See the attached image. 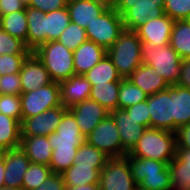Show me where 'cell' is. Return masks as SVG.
<instances>
[{"label":"cell","mask_w":190,"mask_h":190,"mask_svg":"<svg viewBox=\"0 0 190 190\" xmlns=\"http://www.w3.org/2000/svg\"><path fill=\"white\" fill-rule=\"evenodd\" d=\"M127 156L169 163L176 156V133L146 128L137 145Z\"/></svg>","instance_id":"cell-1"},{"label":"cell","mask_w":190,"mask_h":190,"mask_svg":"<svg viewBox=\"0 0 190 190\" xmlns=\"http://www.w3.org/2000/svg\"><path fill=\"white\" fill-rule=\"evenodd\" d=\"M141 64L152 66L169 85L177 84L182 58L170 44L154 46L141 42Z\"/></svg>","instance_id":"cell-2"},{"label":"cell","mask_w":190,"mask_h":190,"mask_svg":"<svg viewBox=\"0 0 190 190\" xmlns=\"http://www.w3.org/2000/svg\"><path fill=\"white\" fill-rule=\"evenodd\" d=\"M118 74L128 78L141 65V40L135 31L124 30L107 50Z\"/></svg>","instance_id":"cell-3"},{"label":"cell","mask_w":190,"mask_h":190,"mask_svg":"<svg viewBox=\"0 0 190 190\" xmlns=\"http://www.w3.org/2000/svg\"><path fill=\"white\" fill-rule=\"evenodd\" d=\"M33 52L44 64L53 82L60 83L75 75L73 51L59 41L43 43Z\"/></svg>","instance_id":"cell-4"},{"label":"cell","mask_w":190,"mask_h":190,"mask_svg":"<svg viewBox=\"0 0 190 190\" xmlns=\"http://www.w3.org/2000/svg\"><path fill=\"white\" fill-rule=\"evenodd\" d=\"M165 0H116L111 6L122 16L125 30L136 31L150 18L164 13Z\"/></svg>","instance_id":"cell-5"},{"label":"cell","mask_w":190,"mask_h":190,"mask_svg":"<svg viewBox=\"0 0 190 190\" xmlns=\"http://www.w3.org/2000/svg\"><path fill=\"white\" fill-rule=\"evenodd\" d=\"M85 30L87 40H91L108 50L124 32L125 27L122 16L110 6L99 17H96Z\"/></svg>","instance_id":"cell-6"},{"label":"cell","mask_w":190,"mask_h":190,"mask_svg":"<svg viewBox=\"0 0 190 190\" xmlns=\"http://www.w3.org/2000/svg\"><path fill=\"white\" fill-rule=\"evenodd\" d=\"M20 97L22 120L62 105L60 86L57 82H51L28 93H21Z\"/></svg>","instance_id":"cell-7"},{"label":"cell","mask_w":190,"mask_h":190,"mask_svg":"<svg viewBox=\"0 0 190 190\" xmlns=\"http://www.w3.org/2000/svg\"><path fill=\"white\" fill-rule=\"evenodd\" d=\"M85 140L109 158L124 157L128 154L121 145L119 131L110 114L90 132Z\"/></svg>","instance_id":"cell-8"},{"label":"cell","mask_w":190,"mask_h":190,"mask_svg":"<svg viewBox=\"0 0 190 190\" xmlns=\"http://www.w3.org/2000/svg\"><path fill=\"white\" fill-rule=\"evenodd\" d=\"M136 186L127 155L106 161L105 167L100 171V190H135Z\"/></svg>","instance_id":"cell-9"},{"label":"cell","mask_w":190,"mask_h":190,"mask_svg":"<svg viewBox=\"0 0 190 190\" xmlns=\"http://www.w3.org/2000/svg\"><path fill=\"white\" fill-rule=\"evenodd\" d=\"M68 109L63 105L46 110L42 114L28 117L21 122V136H48L56 131L63 114Z\"/></svg>","instance_id":"cell-10"},{"label":"cell","mask_w":190,"mask_h":190,"mask_svg":"<svg viewBox=\"0 0 190 190\" xmlns=\"http://www.w3.org/2000/svg\"><path fill=\"white\" fill-rule=\"evenodd\" d=\"M151 128L174 132V118L172 117V99L170 98V86L148 99Z\"/></svg>","instance_id":"cell-11"},{"label":"cell","mask_w":190,"mask_h":190,"mask_svg":"<svg viewBox=\"0 0 190 190\" xmlns=\"http://www.w3.org/2000/svg\"><path fill=\"white\" fill-rule=\"evenodd\" d=\"M22 93H28L53 82L41 60L31 52L19 72Z\"/></svg>","instance_id":"cell-12"},{"label":"cell","mask_w":190,"mask_h":190,"mask_svg":"<svg viewBox=\"0 0 190 190\" xmlns=\"http://www.w3.org/2000/svg\"><path fill=\"white\" fill-rule=\"evenodd\" d=\"M75 117L82 135L86 138L110 112L97 101L87 99L68 109Z\"/></svg>","instance_id":"cell-13"},{"label":"cell","mask_w":190,"mask_h":190,"mask_svg":"<svg viewBox=\"0 0 190 190\" xmlns=\"http://www.w3.org/2000/svg\"><path fill=\"white\" fill-rule=\"evenodd\" d=\"M2 154L5 162V186L22 189L24 174L31 164L30 159L20 147L4 150Z\"/></svg>","instance_id":"cell-14"},{"label":"cell","mask_w":190,"mask_h":190,"mask_svg":"<svg viewBox=\"0 0 190 190\" xmlns=\"http://www.w3.org/2000/svg\"><path fill=\"white\" fill-rule=\"evenodd\" d=\"M174 20L164 14L159 18H150L135 32L141 42L154 46L169 44Z\"/></svg>","instance_id":"cell-15"},{"label":"cell","mask_w":190,"mask_h":190,"mask_svg":"<svg viewBox=\"0 0 190 190\" xmlns=\"http://www.w3.org/2000/svg\"><path fill=\"white\" fill-rule=\"evenodd\" d=\"M110 6L105 0H73L66 5L71 22L84 29Z\"/></svg>","instance_id":"cell-16"},{"label":"cell","mask_w":190,"mask_h":190,"mask_svg":"<svg viewBox=\"0 0 190 190\" xmlns=\"http://www.w3.org/2000/svg\"><path fill=\"white\" fill-rule=\"evenodd\" d=\"M121 137L123 149L130 153L143 135L145 127L138 124L125 109H116L110 112Z\"/></svg>","instance_id":"cell-17"},{"label":"cell","mask_w":190,"mask_h":190,"mask_svg":"<svg viewBox=\"0 0 190 190\" xmlns=\"http://www.w3.org/2000/svg\"><path fill=\"white\" fill-rule=\"evenodd\" d=\"M61 102L67 109L89 99L91 84L84 75H74L59 83Z\"/></svg>","instance_id":"cell-18"},{"label":"cell","mask_w":190,"mask_h":190,"mask_svg":"<svg viewBox=\"0 0 190 190\" xmlns=\"http://www.w3.org/2000/svg\"><path fill=\"white\" fill-rule=\"evenodd\" d=\"M53 152L49 167L52 173L62 174L75 162L77 149L84 141H66L48 139Z\"/></svg>","instance_id":"cell-19"},{"label":"cell","mask_w":190,"mask_h":190,"mask_svg":"<svg viewBox=\"0 0 190 190\" xmlns=\"http://www.w3.org/2000/svg\"><path fill=\"white\" fill-rule=\"evenodd\" d=\"M107 50L91 40H86L73 51L75 75H84L102 60Z\"/></svg>","instance_id":"cell-20"},{"label":"cell","mask_w":190,"mask_h":190,"mask_svg":"<svg viewBox=\"0 0 190 190\" xmlns=\"http://www.w3.org/2000/svg\"><path fill=\"white\" fill-rule=\"evenodd\" d=\"M127 79L141 88L148 96L166 90L170 86L156 69L145 64L137 67Z\"/></svg>","instance_id":"cell-21"},{"label":"cell","mask_w":190,"mask_h":190,"mask_svg":"<svg viewBox=\"0 0 190 190\" xmlns=\"http://www.w3.org/2000/svg\"><path fill=\"white\" fill-rule=\"evenodd\" d=\"M20 148L31 163L49 166L53 149L47 136H21Z\"/></svg>","instance_id":"cell-22"},{"label":"cell","mask_w":190,"mask_h":190,"mask_svg":"<svg viewBox=\"0 0 190 190\" xmlns=\"http://www.w3.org/2000/svg\"><path fill=\"white\" fill-rule=\"evenodd\" d=\"M172 99V117L174 118V132L183 125L190 123V89L177 84L170 85Z\"/></svg>","instance_id":"cell-23"},{"label":"cell","mask_w":190,"mask_h":190,"mask_svg":"<svg viewBox=\"0 0 190 190\" xmlns=\"http://www.w3.org/2000/svg\"><path fill=\"white\" fill-rule=\"evenodd\" d=\"M41 10L26 7L27 16V48L33 52L44 43V16Z\"/></svg>","instance_id":"cell-24"},{"label":"cell","mask_w":190,"mask_h":190,"mask_svg":"<svg viewBox=\"0 0 190 190\" xmlns=\"http://www.w3.org/2000/svg\"><path fill=\"white\" fill-rule=\"evenodd\" d=\"M70 22L67 7L46 13L44 16V43L57 41Z\"/></svg>","instance_id":"cell-25"},{"label":"cell","mask_w":190,"mask_h":190,"mask_svg":"<svg viewBox=\"0 0 190 190\" xmlns=\"http://www.w3.org/2000/svg\"><path fill=\"white\" fill-rule=\"evenodd\" d=\"M21 123L0 113V152L20 147Z\"/></svg>","instance_id":"cell-26"},{"label":"cell","mask_w":190,"mask_h":190,"mask_svg":"<svg viewBox=\"0 0 190 190\" xmlns=\"http://www.w3.org/2000/svg\"><path fill=\"white\" fill-rule=\"evenodd\" d=\"M66 186L99 184L100 171L94 166L75 165L62 173Z\"/></svg>","instance_id":"cell-27"},{"label":"cell","mask_w":190,"mask_h":190,"mask_svg":"<svg viewBox=\"0 0 190 190\" xmlns=\"http://www.w3.org/2000/svg\"><path fill=\"white\" fill-rule=\"evenodd\" d=\"M121 81L106 82L91 86L89 99L97 101L109 112L118 109V95Z\"/></svg>","instance_id":"cell-28"},{"label":"cell","mask_w":190,"mask_h":190,"mask_svg":"<svg viewBox=\"0 0 190 190\" xmlns=\"http://www.w3.org/2000/svg\"><path fill=\"white\" fill-rule=\"evenodd\" d=\"M84 77L90 82L91 86L122 80V77L118 74L116 67L107 54L85 73Z\"/></svg>","instance_id":"cell-29"},{"label":"cell","mask_w":190,"mask_h":190,"mask_svg":"<svg viewBox=\"0 0 190 190\" xmlns=\"http://www.w3.org/2000/svg\"><path fill=\"white\" fill-rule=\"evenodd\" d=\"M169 44L182 59H190V25L186 20L174 22Z\"/></svg>","instance_id":"cell-30"},{"label":"cell","mask_w":190,"mask_h":190,"mask_svg":"<svg viewBox=\"0 0 190 190\" xmlns=\"http://www.w3.org/2000/svg\"><path fill=\"white\" fill-rule=\"evenodd\" d=\"M0 28L10 34L12 37L23 41L27 47L28 26L26 8L3 15Z\"/></svg>","instance_id":"cell-31"},{"label":"cell","mask_w":190,"mask_h":190,"mask_svg":"<svg viewBox=\"0 0 190 190\" xmlns=\"http://www.w3.org/2000/svg\"><path fill=\"white\" fill-rule=\"evenodd\" d=\"M47 139L66 141H85L80 128L77 125L74 115L67 110L56 128V131L49 134Z\"/></svg>","instance_id":"cell-32"},{"label":"cell","mask_w":190,"mask_h":190,"mask_svg":"<svg viewBox=\"0 0 190 190\" xmlns=\"http://www.w3.org/2000/svg\"><path fill=\"white\" fill-rule=\"evenodd\" d=\"M128 157L132 178L137 185L141 183L146 174L162 172L168 166L167 162H161L146 158H137L134 156Z\"/></svg>","instance_id":"cell-33"},{"label":"cell","mask_w":190,"mask_h":190,"mask_svg":"<svg viewBox=\"0 0 190 190\" xmlns=\"http://www.w3.org/2000/svg\"><path fill=\"white\" fill-rule=\"evenodd\" d=\"M108 159V156L85 140L77 149L74 164L94 166L101 171Z\"/></svg>","instance_id":"cell-34"},{"label":"cell","mask_w":190,"mask_h":190,"mask_svg":"<svg viewBox=\"0 0 190 190\" xmlns=\"http://www.w3.org/2000/svg\"><path fill=\"white\" fill-rule=\"evenodd\" d=\"M147 99L148 94H146L141 88L135 86L127 78H122L118 95L119 109H126Z\"/></svg>","instance_id":"cell-35"},{"label":"cell","mask_w":190,"mask_h":190,"mask_svg":"<svg viewBox=\"0 0 190 190\" xmlns=\"http://www.w3.org/2000/svg\"><path fill=\"white\" fill-rule=\"evenodd\" d=\"M52 173L46 165L31 163L23 177V190H34Z\"/></svg>","instance_id":"cell-36"},{"label":"cell","mask_w":190,"mask_h":190,"mask_svg":"<svg viewBox=\"0 0 190 190\" xmlns=\"http://www.w3.org/2000/svg\"><path fill=\"white\" fill-rule=\"evenodd\" d=\"M86 40V30L76 23L70 22L57 41L62 43L67 49L75 51Z\"/></svg>","instance_id":"cell-37"},{"label":"cell","mask_w":190,"mask_h":190,"mask_svg":"<svg viewBox=\"0 0 190 190\" xmlns=\"http://www.w3.org/2000/svg\"><path fill=\"white\" fill-rule=\"evenodd\" d=\"M138 186L148 190H173L168 166L162 172L146 174Z\"/></svg>","instance_id":"cell-38"},{"label":"cell","mask_w":190,"mask_h":190,"mask_svg":"<svg viewBox=\"0 0 190 190\" xmlns=\"http://www.w3.org/2000/svg\"><path fill=\"white\" fill-rule=\"evenodd\" d=\"M31 51L25 43L0 28V55H29Z\"/></svg>","instance_id":"cell-39"},{"label":"cell","mask_w":190,"mask_h":190,"mask_svg":"<svg viewBox=\"0 0 190 190\" xmlns=\"http://www.w3.org/2000/svg\"><path fill=\"white\" fill-rule=\"evenodd\" d=\"M0 113L22 122L20 95L0 94Z\"/></svg>","instance_id":"cell-40"},{"label":"cell","mask_w":190,"mask_h":190,"mask_svg":"<svg viewBox=\"0 0 190 190\" xmlns=\"http://www.w3.org/2000/svg\"><path fill=\"white\" fill-rule=\"evenodd\" d=\"M164 13L174 21L185 20L190 15V0H165Z\"/></svg>","instance_id":"cell-41"},{"label":"cell","mask_w":190,"mask_h":190,"mask_svg":"<svg viewBox=\"0 0 190 190\" xmlns=\"http://www.w3.org/2000/svg\"><path fill=\"white\" fill-rule=\"evenodd\" d=\"M27 56L28 55H0V76L19 73Z\"/></svg>","instance_id":"cell-42"},{"label":"cell","mask_w":190,"mask_h":190,"mask_svg":"<svg viewBox=\"0 0 190 190\" xmlns=\"http://www.w3.org/2000/svg\"><path fill=\"white\" fill-rule=\"evenodd\" d=\"M131 117L145 128H151V119L147 100L125 109Z\"/></svg>","instance_id":"cell-43"},{"label":"cell","mask_w":190,"mask_h":190,"mask_svg":"<svg viewBox=\"0 0 190 190\" xmlns=\"http://www.w3.org/2000/svg\"><path fill=\"white\" fill-rule=\"evenodd\" d=\"M19 73L0 76V94L21 95Z\"/></svg>","instance_id":"cell-44"},{"label":"cell","mask_w":190,"mask_h":190,"mask_svg":"<svg viewBox=\"0 0 190 190\" xmlns=\"http://www.w3.org/2000/svg\"><path fill=\"white\" fill-rule=\"evenodd\" d=\"M26 7H32L48 13L66 7V3L63 0H30Z\"/></svg>","instance_id":"cell-45"},{"label":"cell","mask_w":190,"mask_h":190,"mask_svg":"<svg viewBox=\"0 0 190 190\" xmlns=\"http://www.w3.org/2000/svg\"><path fill=\"white\" fill-rule=\"evenodd\" d=\"M66 185L62 174L51 173L40 186L34 190H65Z\"/></svg>","instance_id":"cell-46"},{"label":"cell","mask_w":190,"mask_h":190,"mask_svg":"<svg viewBox=\"0 0 190 190\" xmlns=\"http://www.w3.org/2000/svg\"><path fill=\"white\" fill-rule=\"evenodd\" d=\"M176 149H190V123L176 130Z\"/></svg>","instance_id":"cell-47"},{"label":"cell","mask_w":190,"mask_h":190,"mask_svg":"<svg viewBox=\"0 0 190 190\" xmlns=\"http://www.w3.org/2000/svg\"><path fill=\"white\" fill-rule=\"evenodd\" d=\"M26 8L22 0H0V10L2 15L10 14Z\"/></svg>","instance_id":"cell-48"},{"label":"cell","mask_w":190,"mask_h":190,"mask_svg":"<svg viewBox=\"0 0 190 190\" xmlns=\"http://www.w3.org/2000/svg\"><path fill=\"white\" fill-rule=\"evenodd\" d=\"M177 85L190 89V59H182Z\"/></svg>","instance_id":"cell-49"},{"label":"cell","mask_w":190,"mask_h":190,"mask_svg":"<svg viewBox=\"0 0 190 190\" xmlns=\"http://www.w3.org/2000/svg\"><path fill=\"white\" fill-rule=\"evenodd\" d=\"M65 190H100L99 184L79 185L75 187L66 186Z\"/></svg>","instance_id":"cell-50"},{"label":"cell","mask_w":190,"mask_h":190,"mask_svg":"<svg viewBox=\"0 0 190 190\" xmlns=\"http://www.w3.org/2000/svg\"><path fill=\"white\" fill-rule=\"evenodd\" d=\"M4 173H5V162L2 152H0V190L5 186Z\"/></svg>","instance_id":"cell-51"},{"label":"cell","mask_w":190,"mask_h":190,"mask_svg":"<svg viewBox=\"0 0 190 190\" xmlns=\"http://www.w3.org/2000/svg\"><path fill=\"white\" fill-rule=\"evenodd\" d=\"M1 190H23V189H21V188H15V187L4 186Z\"/></svg>","instance_id":"cell-52"},{"label":"cell","mask_w":190,"mask_h":190,"mask_svg":"<svg viewBox=\"0 0 190 190\" xmlns=\"http://www.w3.org/2000/svg\"><path fill=\"white\" fill-rule=\"evenodd\" d=\"M135 190H148V189H144V188H142V187H140V186H136V188H135Z\"/></svg>","instance_id":"cell-53"},{"label":"cell","mask_w":190,"mask_h":190,"mask_svg":"<svg viewBox=\"0 0 190 190\" xmlns=\"http://www.w3.org/2000/svg\"><path fill=\"white\" fill-rule=\"evenodd\" d=\"M107 1L110 5H112L116 0H105Z\"/></svg>","instance_id":"cell-54"},{"label":"cell","mask_w":190,"mask_h":190,"mask_svg":"<svg viewBox=\"0 0 190 190\" xmlns=\"http://www.w3.org/2000/svg\"><path fill=\"white\" fill-rule=\"evenodd\" d=\"M24 3H25V5L27 6L28 4H29V2H30V0H22Z\"/></svg>","instance_id":"cell-55"},{"label":"cell","mask_w":190,"mask_h":190,"mask_svg":"<svg viewBox=\"0 0 190 190\" xmlns=\"http://www.w3.org/2000/svg\"><path fill=\"white\" fill-rule=\"evenodd\" d=\"M2 18H3V15H2V12L0 10V25H1V22H2Z\"/></svg>","instance_id":"cell-56"},{"label":"cell","mask_w":190,"mask_h":190,"mask_svg":"<svg viewBox=\"0 0 190 190\" xmlns=\"http://www.w3.org/2000/svg\"><path fill=\"white\" fill-rule=\"evenodd\" d=\"M65 3H66V5L68 4V3H71L73 0H63Z\"/></svg>","instance_id":"cell-57"},{"label":"cell","mask_w":190,"mask_h":190,"mask_svg":"<svg viewBox=\"0 0 190 190\" xmlns=\"http://www.w3.org/2000/svg\"><path fill=\"white\" fill-rule=\"evenodd\" d=\"M187 22H188V24L190 25V15L185 19Z\"/></svg>","instance_id":"cell-58"}]
</instances>
